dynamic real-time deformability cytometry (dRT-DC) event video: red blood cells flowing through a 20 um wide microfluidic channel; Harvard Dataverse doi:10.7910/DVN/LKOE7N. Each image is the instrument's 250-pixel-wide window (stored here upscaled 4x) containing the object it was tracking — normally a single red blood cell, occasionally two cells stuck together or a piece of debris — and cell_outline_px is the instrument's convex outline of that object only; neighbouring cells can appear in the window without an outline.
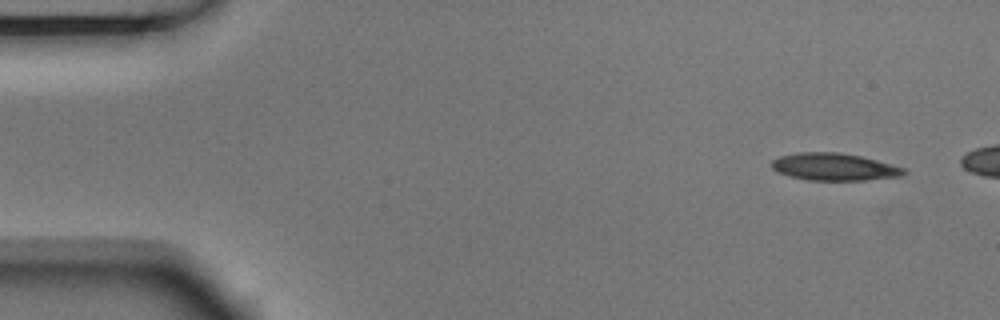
{"species": "Egyptian fruit bat (a non-hibernating species)", "species_latin": "Rousettus aegyptiacus", "temperature_condition": "room temperature", "stored_images_in_passage": 4, "camera_frame_rate_fps": 3000, "um_per_image_px": 0.085, "animal": {"sex": "male"}, "frame": {"image": 1, "passage_image": 1, "time_ms": 0.0, "image_size_px": [1000, 320], "cell_outline_px": [[908, 172], [900, 176], [864, 180], [808, 180], [788, 176], [776, 172], [768, 164], [772, 160], [780, 156], [796, 152], [840, 152], [860, 156], [908, 168]], "centroid_in_image_um": [70.88, 14.18], "position_along_channel_um": 14.1, "area_um2": 21.33}}